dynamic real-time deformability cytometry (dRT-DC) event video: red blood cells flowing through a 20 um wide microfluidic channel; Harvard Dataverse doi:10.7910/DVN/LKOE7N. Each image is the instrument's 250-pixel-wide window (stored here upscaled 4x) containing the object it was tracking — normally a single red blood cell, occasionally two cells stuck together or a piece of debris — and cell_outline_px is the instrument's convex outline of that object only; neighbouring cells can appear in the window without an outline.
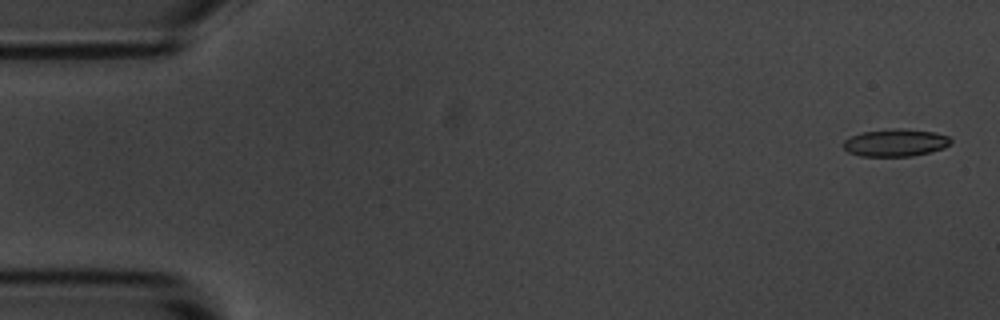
{"species": "common noctule bat (a hibernating species)", "species_latin": "Nyctalus noctula", "temperature_condition": "room temperature", "stored_images_in_passage": 5, "camera_frame_rate_fps": 3000, "um_per_image_px": 0.085, "animal": {"sex": "male", "body_mass_g": 20.1, "forearm_length_mm": 53.5}, "frame": {"image": 1, "passage_image": 1, "time_ms": 0.0, "image_size_px": [1000, 320], "cell_outline_px": [[952, 140], [944, 148], [912, 156], [860, 156], [848, 152], [840, 144], [844, 140], [860, 132], [892, 128], [904, 128], [936, 132], [948, 136]], "centroid_in_image_um": [76.08, 12.11], "position_along_channel_um": 8.9, "area_um2": 17.34}}
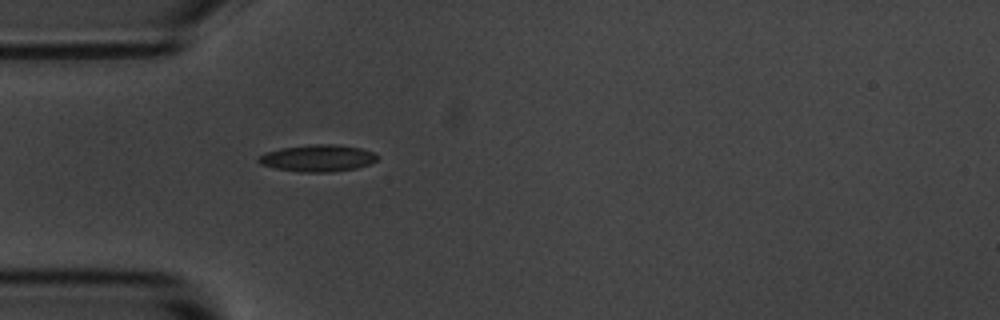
{"frame": {"image": 2, "passage_image": 5, "time_ms": 4.667, "image_size_px": [1000, 320], "cell_outline_px": [[376, 160], [368, 164], [356, 168], [332, 172], [300, 172], [276, 168], [260, 164], [256, 160], [264, 152], [280, 148], [312, 144], [332, 144], [360, 148], [376, 152]], "centroid_in_image_um": [26.98, 13.44], "position_along_channel_um": 58.0, "area_um2": 18.55}}